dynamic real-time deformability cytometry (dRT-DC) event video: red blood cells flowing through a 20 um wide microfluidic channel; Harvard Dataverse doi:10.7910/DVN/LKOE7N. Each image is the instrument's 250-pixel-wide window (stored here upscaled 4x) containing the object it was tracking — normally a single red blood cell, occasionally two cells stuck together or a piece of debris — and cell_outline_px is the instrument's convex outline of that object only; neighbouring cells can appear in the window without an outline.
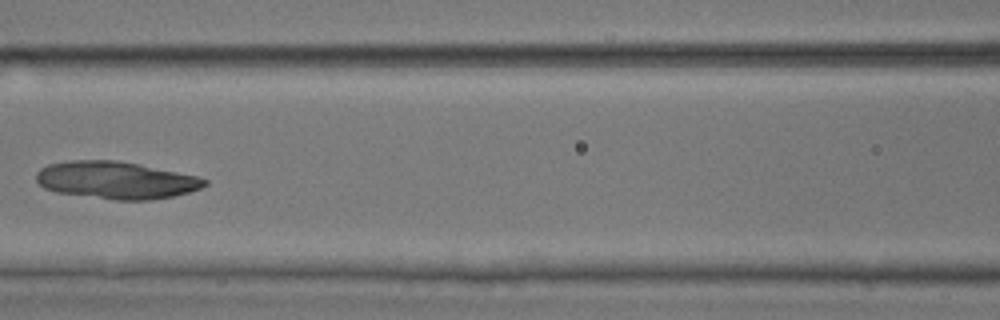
{"species": "common noctule bat (a hibernating species)", "species_latin": "Nyctalus noctula", "temperature_condition": "room temperature", "stored_images_in_passage": 7, "camera_frame_rate_fps": 3000, "um_per_image_px": 0.085, "animal": {"sex": "male", "body_mass_g": 17.9, "forearm_length_mm": 54.2}, "frame": {"image": 1, "passage_image": 6, "time_ms": 1.667, "image_size_px": [1000, 320], "cell_outline_px": [[208, 184], [200, 188], [188, 192], [172, 196], [152, 200], [116, 200], [56, 192], [44, 188], [36, 180], [36, 172], [40, 168], [48, 164], [72, 160], [116, 160], [196, 176], [208, 180]], "centroid_in_image_um": [9.82, 15.32], "position_along_channel_um": 156.8, "area_um2": 36.36}}
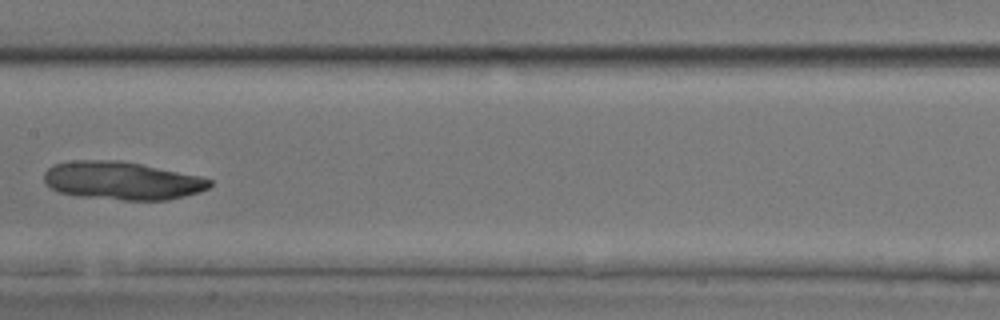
{"frame": {"image": 2, "passage_image": 7, "time_ms": 2.0, "image_size_px": [1000, 320], "cell_outline_px": [[212, 184], [208, 188], [200, 192], [168, 200], [120, 200], [76, 196], [60, 192], [52, 188], [44, 180], [44, 172], [52, 164], [72, 160], [120, 160], [200, 176], [212, 180]], "centroid_in_image_um": [10.36, 15.36], "position_along_channel_um": 197.0, "area_um2": 36.88}}